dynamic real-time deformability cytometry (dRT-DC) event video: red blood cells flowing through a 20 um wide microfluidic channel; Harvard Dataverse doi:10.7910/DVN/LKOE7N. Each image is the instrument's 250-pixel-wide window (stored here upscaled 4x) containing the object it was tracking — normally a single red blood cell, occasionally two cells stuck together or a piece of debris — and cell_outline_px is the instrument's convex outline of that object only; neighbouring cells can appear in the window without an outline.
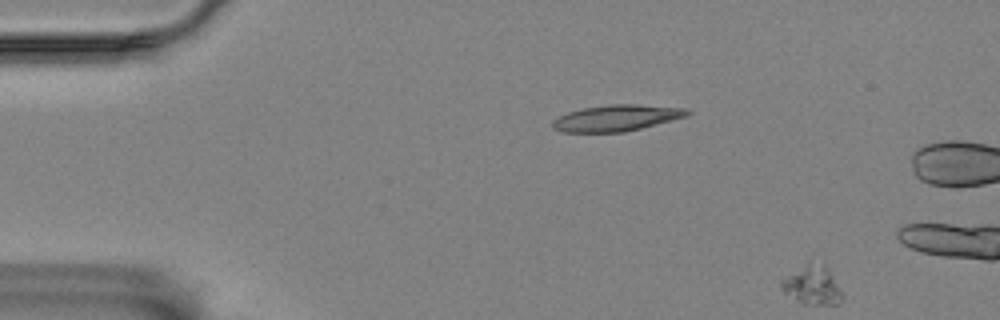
{"species": "Egyptian fruit bat (a non-hibernating species)", "species_latin": "Rousettus aegyptiacus", "temperature_condition": "room temperature", "stored_images_in_passage": 11, "segment_of_instrument_passage": [2, 2], "camera_frame_rate_fps": 3000, "um_per_image_px": 0.085, "animal": {"sex": "female"}, "frame": {"image": 1, "passage_image": 11, "time_ms": 3.333, "image_size_px": [1000, 320], "cell_outline_px": [[844, 296], [840, 304], [804, 304], [796, 300], [784, 292], [780, 288], [780, 280], [808, 260], [824, 264], [840, 288]], "centroid_in_image_um": [69.03, 24.22], "position_along_channel_um": 16.0, "area_um2": 13.99}}